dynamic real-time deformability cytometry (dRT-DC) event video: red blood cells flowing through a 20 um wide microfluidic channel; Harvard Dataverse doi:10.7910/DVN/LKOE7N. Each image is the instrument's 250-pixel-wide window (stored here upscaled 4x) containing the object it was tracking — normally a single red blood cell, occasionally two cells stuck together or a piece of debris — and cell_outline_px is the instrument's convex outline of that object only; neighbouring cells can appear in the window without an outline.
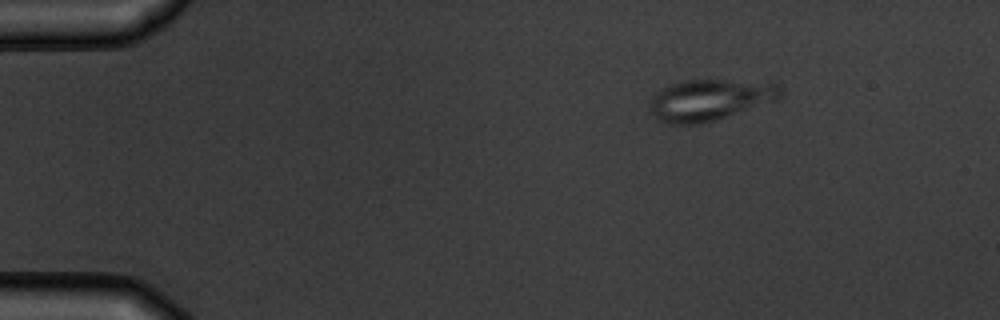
{"species": "common noctule bat (a hibernating species)", "species_latin": "Nyctalus noctula", "temperature_condition": "warm", "stored_images_in_passage": 5, "camera_frame_rate_fps": 3000, "um_per_image_px": 0.085, "animal": {"sex": "male", "body_mass_g": 19.5, "forearm_length_mm": 54.6}, "frame": {"image": 1, "passage_image": 1, "time_ms": 0.0, "image_size_px": [1000, 320], "cell_outline_px": [[780, 100], [712, 120], [696, 124], [668, 124], [656, 120], [648, 104], [648, 100], [656, 92], [668, 84], [684, 80], [724, 80], [780, 84]], "centroid_in_image_um": [60.27, 8.49], "position_along_channel_um": 24.7, "area_um2": 31.33}}